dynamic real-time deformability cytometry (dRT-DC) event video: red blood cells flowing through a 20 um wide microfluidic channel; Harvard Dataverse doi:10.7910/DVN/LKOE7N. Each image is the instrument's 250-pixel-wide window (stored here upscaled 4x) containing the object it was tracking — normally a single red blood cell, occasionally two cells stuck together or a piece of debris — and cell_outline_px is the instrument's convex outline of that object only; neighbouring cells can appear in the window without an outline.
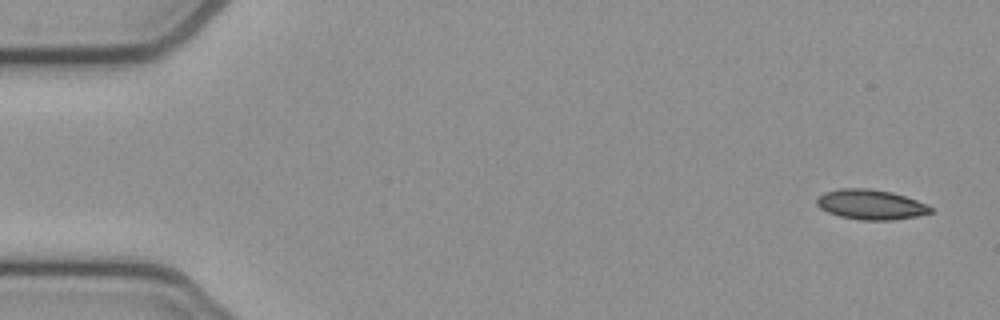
{"species": "common noctule bat (a hibernating species)", "species_latin": "Nyctalus noctula", "temperature_condition": "cold", "stored_images_in_passage": 51, "camera_frame_rate_fps": 3000, "um_per_image_px": 0.085, "animal": {"sex": "female", "body_mass_g": 21.9}, "frame": {"image": 1, "passage_image": 1, "time_ms": 0.0, "image_size_px": [1000, 320], "cell_outline_px": [[932, 212], [916, 216], [892, 220], [860, 220], [840, 216], [828, 212], [820, 208], [816, 204], [816, 200], [824, 192], [840, 188], [868, 188], [892, 192], [928, 204], [932, 208]], "centroid_in_image_um": [74.01, 17.38], "position_along_channel_um": 11.0, "area_um2": 19.83}}
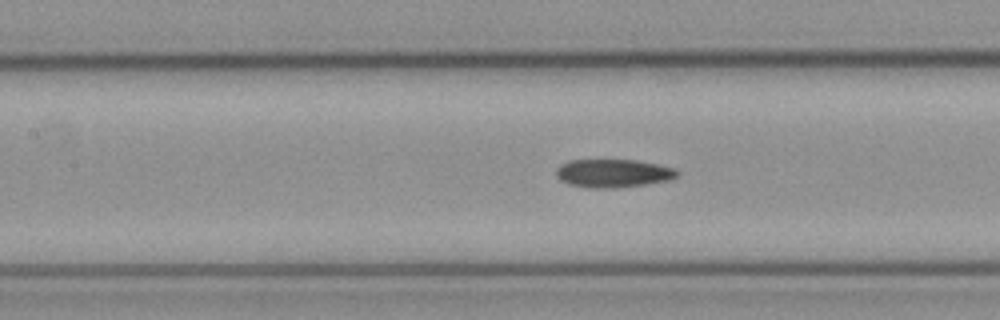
{"frame": {"image": 2, "passage_image": 22, "time_ms": 7.0, "image_size_px": [1000, 320], "cell_outline_px": [[680, 172], [676, 176], [668, 180], [644, 184], [616, 188], [588, 188], [568, 184], [560, 180], [556, 176], [556, 168], [560, 164], [568, 160], [636, 160], [676, 168]], "centroid_in_image_um": [52.08, 14.72], "position_along_channel_um": 155.3, "area_um2": 20.0}}
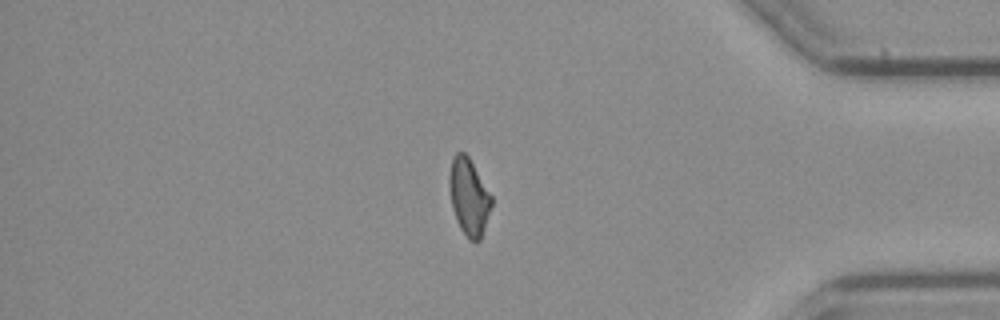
{"frame": {"image": 3, "passage_image": 43, "time_ms": 14.0, "image_size_px": [1000, 320], "cell_outline_px": [[492, 204], [480, 240], [476, 244], [468, 240], [460, 228], [456, 220], [452, 208], [448, 188], [448, 176], [452, 156], [456, 152], [464, 152], [468, 156], [492, 196]], "centroid_in_image_um": [39.82, 16.74], "position_along_channel_um": 395.4, "area_um2": 19.13}, "authors_computed_cell_mechanics": {"area_um2": 19.8254, "velocity_mm_per_s": 3.8703, "shape_relaxation_time_tau1_ms": null, "shape_relaxation_time_tau2_ms": 7.4824, "deformation_change_tau1": null, "deformation_change_tau2": 0.15}}